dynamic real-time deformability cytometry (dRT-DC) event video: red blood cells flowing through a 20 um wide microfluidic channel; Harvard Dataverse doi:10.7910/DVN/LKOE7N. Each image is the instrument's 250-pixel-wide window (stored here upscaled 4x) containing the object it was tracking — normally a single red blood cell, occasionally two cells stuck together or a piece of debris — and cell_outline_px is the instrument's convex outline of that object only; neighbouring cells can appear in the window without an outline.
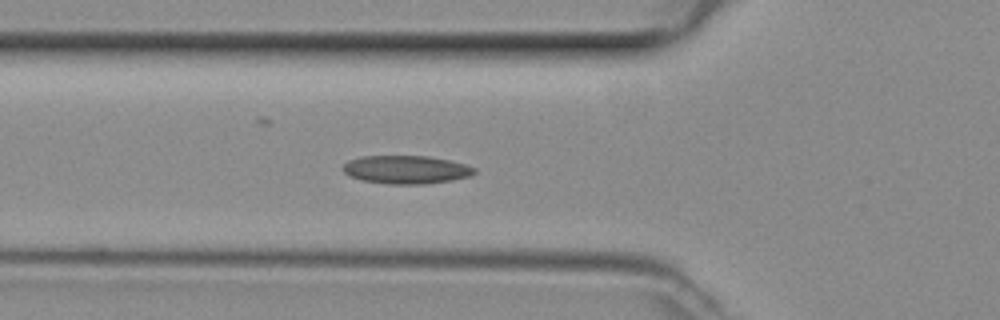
{"species": "common noctule bat (a hibernating species)", "species_latin": "Nyctalus noctula", "temperature_condition": "room temperature", "stored_images_in_passage": 34, "camera_frame_rate_fps": 3000, "um_per_image_px": 0.085, "animal": {"sex": "female", "body_mass_g": 29.2, "forearm_length_mm": 56.3}, "frame": {"image": 1, "passage_image": 2, "time_ms": 0.333, "image_size_px": [1000, 320], "cell_outline_px": [[476, 172], [472, 176], [452, 180], [424, 184], [388, 184], [360, 180], [348, 176], [340, 168], [348, 160], [360, 156], [428, 156], [448, 160], [464, 164], [476, 168]], "centroid_in_image_um": [34.48, 14.42], "position_along_channel_um": 91.3, "area_um2": 21.85}}
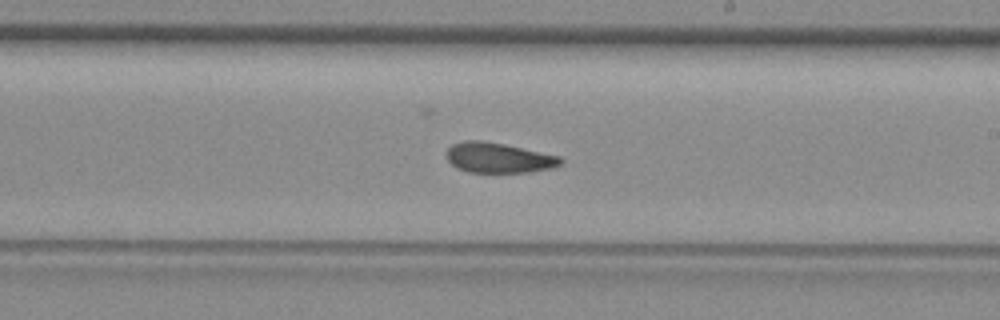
{"frame": {"image": 2, "passage_image": 13, "time_ms": 4.0, "image_size_px": [1000, 320], "cell_outline_px": [[564, 160], [560, 164], [552, 168], [528, 172], [468, 172], [456, 168], [448, 160], [444, 152], [452, 144], [464, 140], [484, 140], [504, 144], [560, 156]], "centroid_in_image_um": [42.34, 13.4], "position_along_channel_um": 246.7, "area_um2": 20.17}}
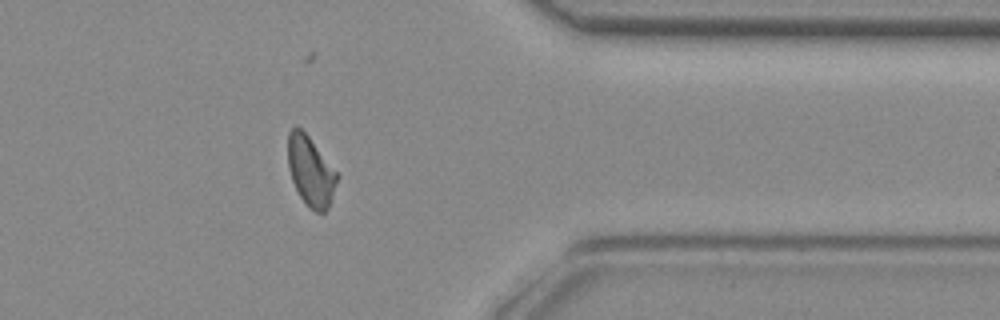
{"frame": {"image": 3, "passage_image": 24, "time_ms": 7.667, "image_size_px": [1000, 320], "cell_outline_px": [[340, 176], [328, 208], [324, 212], [316, 212], [308, 208], [300, 196], [292, 180], [288, 168], [288, 132], [292, 128], [300, 128], [308, 136]], "centroid_in_image_um": [26.41, 14.58], "position_along_channel_um": 385.0, "area_um2": 19.83}}